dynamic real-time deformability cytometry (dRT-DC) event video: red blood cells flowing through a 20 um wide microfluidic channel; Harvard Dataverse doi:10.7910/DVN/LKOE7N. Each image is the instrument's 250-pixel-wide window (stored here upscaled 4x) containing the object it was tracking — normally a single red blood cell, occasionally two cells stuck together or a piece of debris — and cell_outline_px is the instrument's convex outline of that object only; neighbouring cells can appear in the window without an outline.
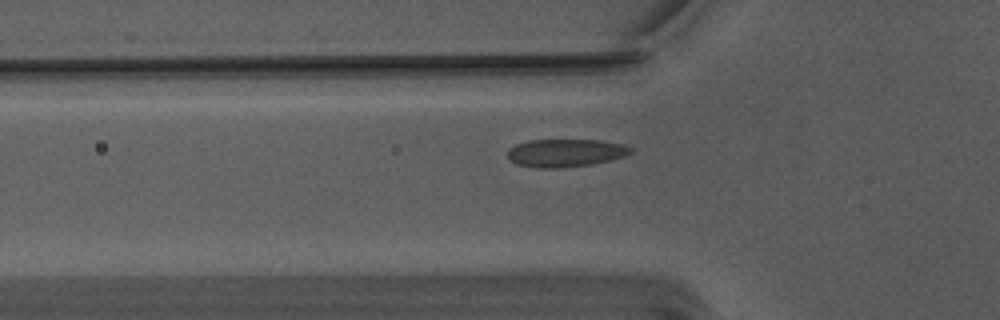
{"species": "Egyptian fruit bat (a non-hibernating species)", "species_latin": "Rousettus aegyptiacus", "temperature_condition": "warm", "stored_images_in_passage": 36, "camera_frame_rate_fps": 3000, "um_per_image_px": 0.085, "animal": {"sex": "male"}, "frame": {"image": 1, "passage_image": 6, "time_ms": 1.667, "image_size_px": [1000, 320], "cell_outline_px": [[632, 152], [624, 156], [612, 160], [592, 164], [560, 168], [540, 168], [516, 164], [508, 156], [508, 148], [516, 144], [528, 140], [600, 140], [624, 144], [632, 148]], "centroid_in_image_um": [48.08, 12.99], "position_along_channel_um": 77.7, "area_um2": 20.06}}
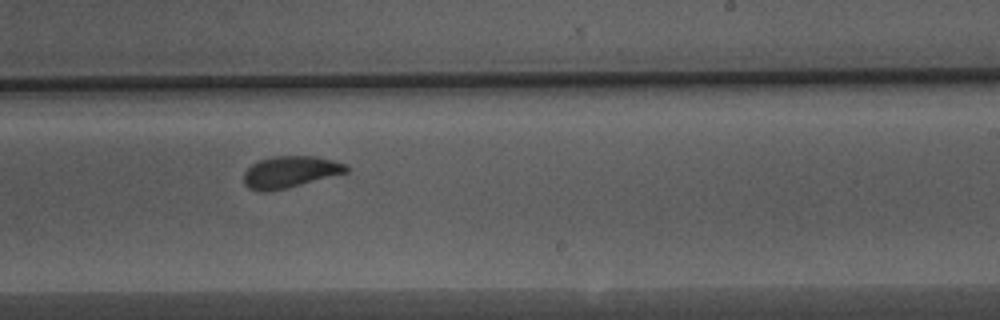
{"frame": {"image": 2, "passage_image": 21, "time_ms": 6.667, "image_size_px": [1000, 320], "cell_outline_px": [[348, 172], [268, 192], [260, 192], [248, 188], [244, 184], [244, 172], [252, 164], [260, 160], [272, 156], [316, 156], [348, 164]], "centroid_in_image_um": [24.64, 14.61], "position_along_channel_um": 264.4, "area_um2": 18.79}}
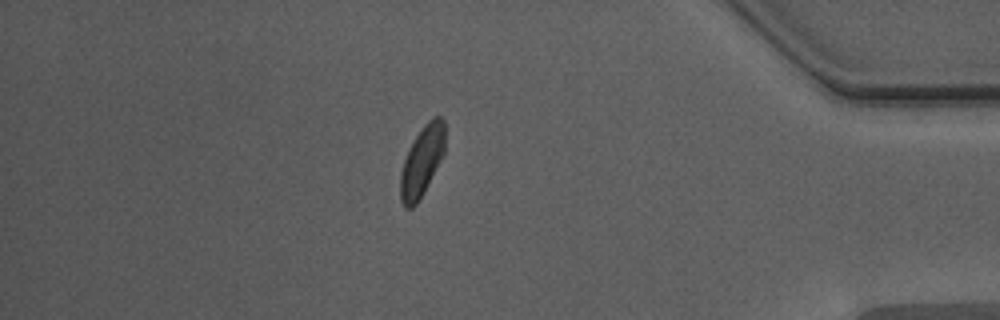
{"frame": {"image": 3, "passage_image": 35, "time_ms": 11.333, "image_size_px": [1000, 320], "cell_outline_px": [[444, 156], [424, 192], [416, 204], [412, 208], [404, 208], [400, 200], [400, 172], [408, 148], [420, 128], [432, 116], [440, 116], [444, 120]], "centroid_in_image_um": [35.86, 13.7], "position_along_channel_um": 399.3, "area_um2": 18.55}}